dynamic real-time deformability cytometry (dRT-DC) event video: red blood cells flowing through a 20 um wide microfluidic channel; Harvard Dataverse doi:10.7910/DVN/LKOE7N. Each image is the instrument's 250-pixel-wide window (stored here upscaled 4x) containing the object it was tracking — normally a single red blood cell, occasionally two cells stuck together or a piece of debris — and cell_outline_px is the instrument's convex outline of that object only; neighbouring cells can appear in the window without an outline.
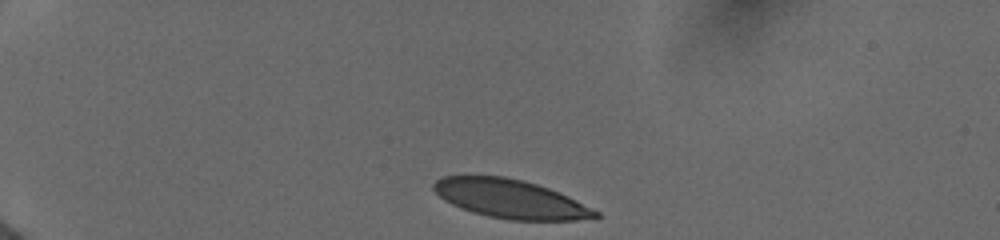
{"species": "human", "species_latin": "Homo sapiens", "temperature_condition": "cold", "stored_images_in_passage": 24, "camera_frame_rate_fps": 3000, "um_per_image_px": 0.085, "donor": {"sex": "female"}, "frame": {"image": 1, "passage_image": 1, "time_ms": 0.0, "image_size_px": [1000, 240], "cell_outline_px": [[600, 216], [596, 220], [508, 220], [488, 216], [472, 212], [460, 208], [444, 200], [432, 188], [432, 184], [436, 180], [444, 176], [504, 176], [524, 180], [548, 188], [568, 196], [600, 212]], "centroid_in_image_um": [43.42, 16.92], "position_along_channel_um": 41.6, "area_um2": 36.65}}
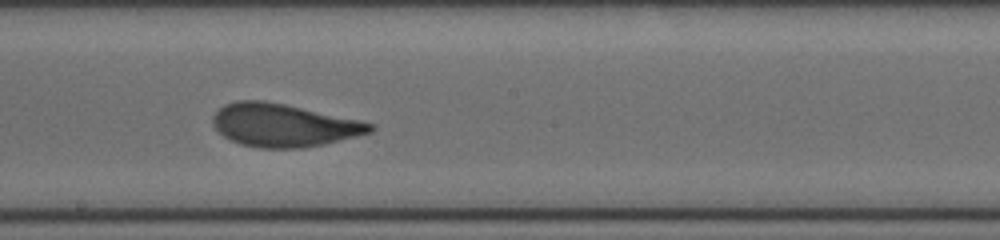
{"frame": {"image": 2, "passage_image": 14, "time_ms": 6.333, "image_size_px": [1000, 240], "cell_outline_px": [[376, 128], [372, 132], [324, 144], [304, 148], [260, 148], [240, 144], [224, 136], [212, 124], [212, 116], [224, 104], [236, 100], [264, 100], [284, 104], [360, 120], [376, 124]], "centroid_in_image_um": [24.11, 10.64], "position_along_channel_um": 224.1, "area_um2": 39.36}}
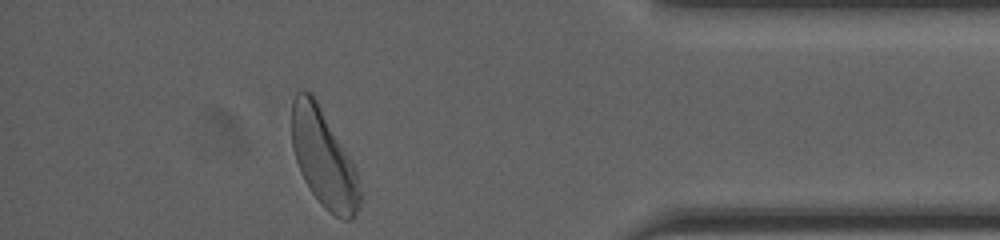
{"frame": {"image": 3, "passage_image": 24, "time_ms": 11.667, "image_size_px": [1000, 240], "cell_outline_px": [[360, 208], [352, 220], [344, 220], [328, 212], [324, 208], [312, 192], [304, 180], [300, 172], [292, 148], [292, 100], [296, 92], [308, 92], [316, 100], [356, 168], [360, 192]], "centroid_in_image_um": [27.51, 13.52], "position_along_channel_um": 407.7, "area_um2": 38.32}, "authors_computed_cell_mechanics": {"area_um2": 39.0728, "velocity_mm_per_s": 3.9282, "shape_relaxation_time_tau1_ms": 3.5, "shape_relaxation_time_tau2_ms": 0.5488, "deformation_change_tau1": 0.1589, "deformation_change_tau2": 0.0629}}